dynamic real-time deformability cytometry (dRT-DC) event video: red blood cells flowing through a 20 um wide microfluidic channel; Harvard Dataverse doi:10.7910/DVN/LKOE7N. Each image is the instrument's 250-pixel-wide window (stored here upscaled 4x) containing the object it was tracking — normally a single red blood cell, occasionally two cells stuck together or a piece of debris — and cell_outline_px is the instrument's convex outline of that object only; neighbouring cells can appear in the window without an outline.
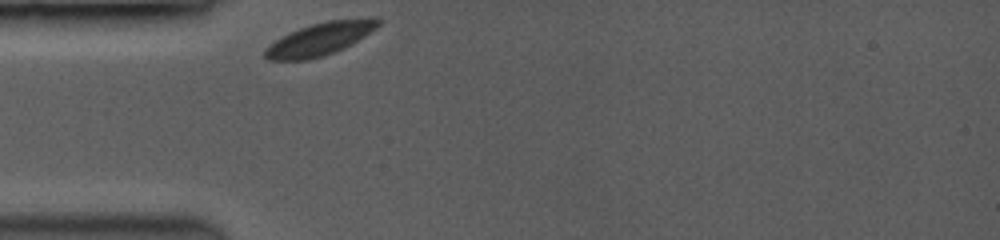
{"species": "common noctule bat (a hibernating species)", "species_latin": "Nyctalus noctula", "temperature_condition": "room temperature", "stored_images_in_passage": 18, "camera_frame_rate_fps": 3500, "um_per_image_px": 0.085, "animal": {"sex": "female", "body_mass_g": 19.0, "forearm_length_mm": 53.3}, "frame": {"image": 1, "passage_image": 1, "time_ms": 0.0, "image_size_px": [1000, 240], "cell_outline_px": [[380, 24], [376, 28], [352, 44], [344, 48], [324, 56], [308, 60], [268, 60], [264, 56], [264, 48], [276, 40], [300, 28], [312, 24], [328, 20], [376, 16], [380, 20]], "centroid_in_image_um": [27.24, 3.3], "position_along_channel_um": 57.8, "area_um2": 21.62}}
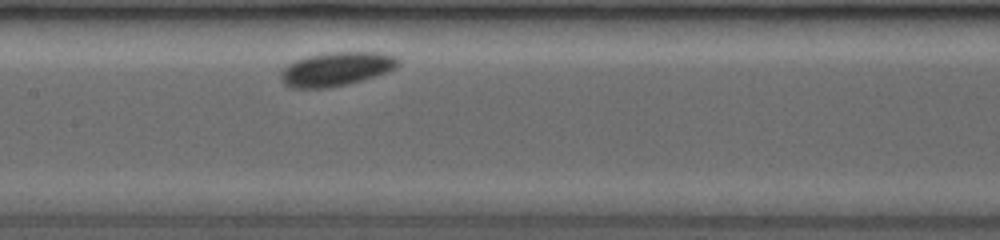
{"frame": {"image": 2, "passage_image": 9, "time_ms": 3.429, "image_size_px": [1000, 240], "cell_outline_px": [[400, 64], [396, 68], [388, 72], [364, 80], [324, 88], [292, 88], [284, 84], [280, 80], [280, 72], [288, 64], [296, 60], [308, 56], [324, 52], [380, 52], [396, 56], [400, 60]], "centroid_in_image_um": [28.61, 5.86], "position_along_channel_um": 178.8, "area_um2": 23.35}}
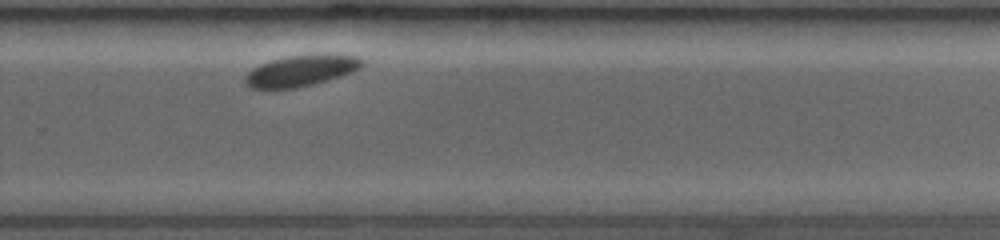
{"frame": {"image": 3, "passage_image": 18, "time_ms": 6.857, "image_size_px": [1000, 240], "cell_outline_px": [[364, 60], [356, 68], [340, 76], [312, 84], [296, 88], [248, 88], [244, 84], [244, 80], [248, 72], [260, 64], [272, 60], [288, 56], [324, 52], [332, 52], [360, 56]], "centroid_in_image_um": [25.59, 5.97], "position_along_channel_um": 304.2, "area_um2": 21.33}}